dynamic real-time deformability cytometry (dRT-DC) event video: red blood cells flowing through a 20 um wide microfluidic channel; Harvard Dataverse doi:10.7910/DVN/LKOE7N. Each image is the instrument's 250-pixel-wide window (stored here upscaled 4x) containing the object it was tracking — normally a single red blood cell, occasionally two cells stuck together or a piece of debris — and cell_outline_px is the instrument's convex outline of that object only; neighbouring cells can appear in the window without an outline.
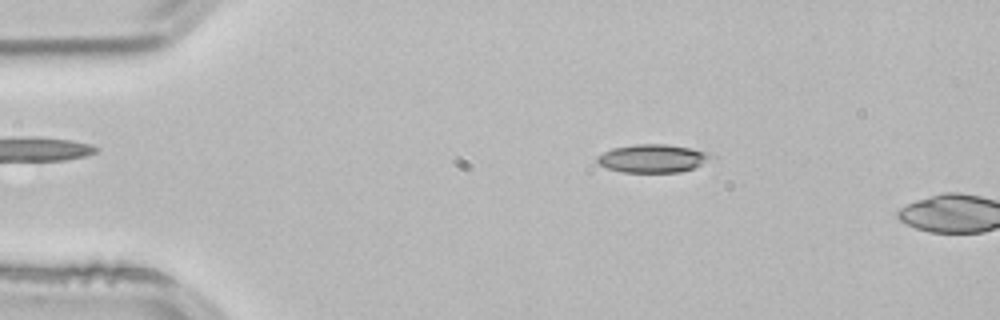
{"species": "common noctule bat (a hibernating species)", "species_latin": "Nyctalus noctula", "temperature_condition": "room temperature", "stored_images_in_passage": 2, "camera_frame_rate_fps": 3000, "um_per_image_px": 0.085, "animal": {"sex": "male", "body_mass_g": 21.5, "forearm_length_mm": 52.0}, "frame": {"image": 1, "passage_image": 1, "time_ms": 0.0, "image_size_px": [1000, 320], "cell_outline_px": [[716, 156], [692, 168], [680, 172], [624, 172], [608, 168], [596, 164], [596, 156], [612, 148], [636, 144], [664, 144], [692, 148], [712, 152]], "centroid_in_image_um": [55.48, 13.45], "position_along_channel_um": 29.5, "area_um2": 18.79}}